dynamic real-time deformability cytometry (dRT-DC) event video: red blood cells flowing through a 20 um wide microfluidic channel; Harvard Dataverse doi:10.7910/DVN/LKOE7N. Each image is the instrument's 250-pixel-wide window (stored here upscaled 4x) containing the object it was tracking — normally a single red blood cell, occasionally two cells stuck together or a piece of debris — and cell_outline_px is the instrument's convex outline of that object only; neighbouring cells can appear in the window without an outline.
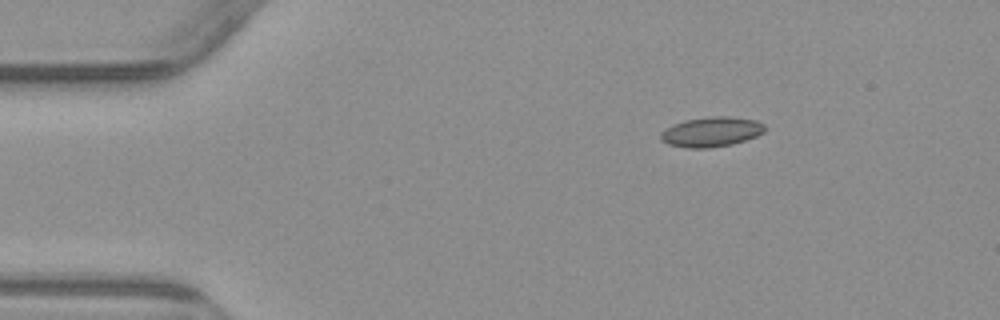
{"species": "common noctule bat (a hibernating species)", "species_latin": "Nyctalus noctula", "temperature_condition": "warm", "stored_images_in_passage": 3, "camera_frame_rate_fps": 3000, "um_per_image_px": 0.085, "animal": {"sex": "male", "body_mass_g": 23.1, "forearm_length_mm": 52.7}, "frame": {"image": 1, "passage_image": 1, "time_ms": 0.0, "image_size_px": [1000, 320], "cell_outline_px": [[764, 132], [756, 136], [732, 144], [708, 148], [688, 148], [668, 144], [660, 140], [660, 132], [672, 124], [684, 120], [712, 116], [728, 116], [756, 120], [764, 124]], "centroid_in_image_um": [60.43, 11.2], "position_along_channel_um": 24.6, "area_um2": 18.15}}